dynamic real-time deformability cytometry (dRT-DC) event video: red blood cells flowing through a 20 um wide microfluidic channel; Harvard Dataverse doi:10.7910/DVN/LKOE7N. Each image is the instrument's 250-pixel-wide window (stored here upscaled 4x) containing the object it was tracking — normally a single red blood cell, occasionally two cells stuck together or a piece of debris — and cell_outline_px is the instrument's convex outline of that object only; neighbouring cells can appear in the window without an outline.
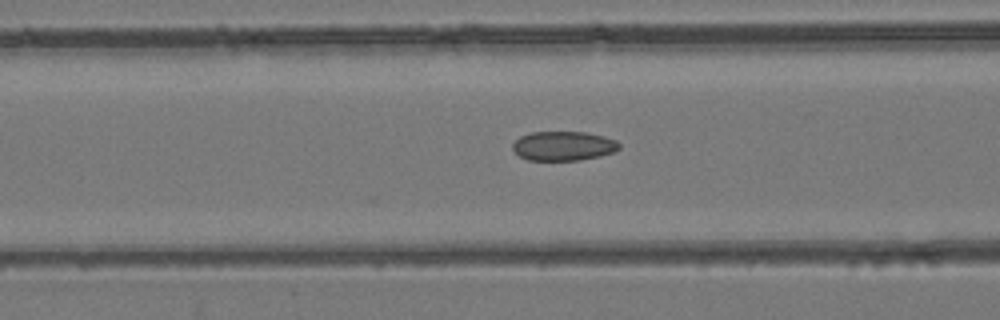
{"species": "common noctule bat (a hibernating species)", "species_latin": "Nyctalus noctula", "temperature_condition": "room temperature", "stored_images_in_passage": 48, "camera_frame_rate_fps": 3000, "um_per_image_px": 0.085, "animal": {"sex": "female", "body_mass_g": 24.6, "forearm_length_mm": 56.2}, "frame": {"image": 1, "passage_image": 19, "time_ms": 6.0, "image_size_px": [1000, 320], "cell_outline_px": [[620, 148], [612, 152], [600, 156], [580, 160], [528, 160], [520, 156], [512, 148], [512, 144], [520, 136], [532, 132], [584, 132], [604, 136], [616, 140], [620, 144]], "centroid_in_image_um": [47.89, 12.4], "position_along_channel_um": 118.7, "area_um2": 18.15}}
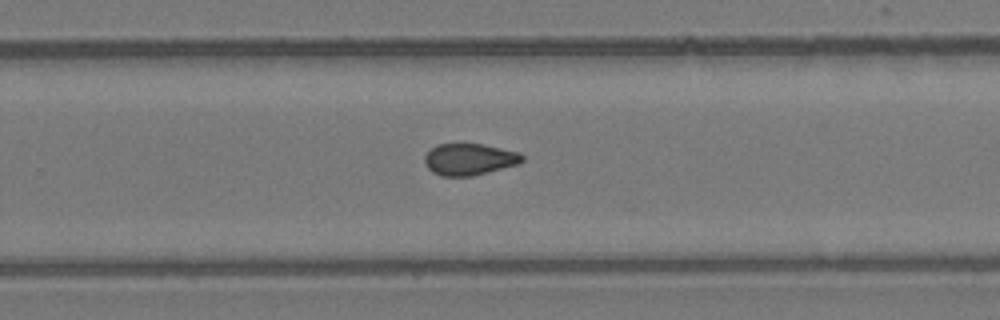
{"frame": {"image": 2, "passage_image": 31, "time_ms": 10.0, "image_size_px": [1000, 320], "cell_outline_px": [[524, 160], [520, 164], [472, 176], [440, 176], [432, 172], [428, 168], [424, 160], [424, 156], [436, 144], [484, 144], [520, 152], [524, 156]], "centroid_in_image_um": [39.92, 13.54], "position_along_channel_um": 289.9, "area_um2": 18.15}}
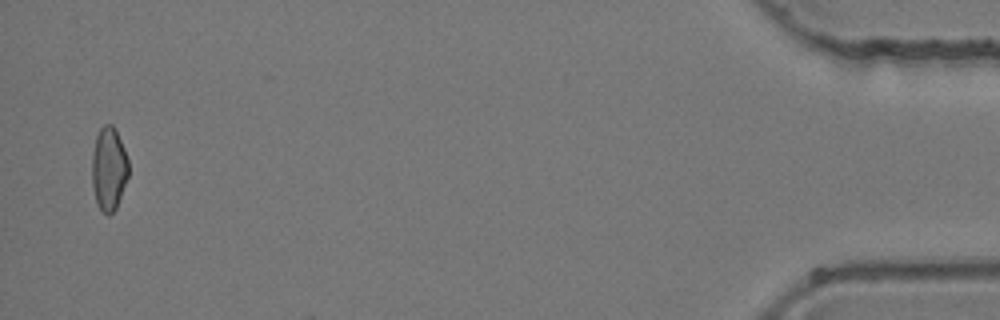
{"frame": {"image": 3, "passage_image": 47, "time_ms": 15.333, "image_size_px": [1000, 320], "cell_outline_px": [[128, 176], [116, 208], [108, 216], [100, 212], [96, 204], [92, 184], [92, 156], [96, 136], [100, 128], [104, 124], [112, 124], [116, 128], [124, 148], [128, 160]], "centroid_in_image_um": [9.24, 14.36], "position_along_channel_um": 426.0, "area_um2": 17.98}}